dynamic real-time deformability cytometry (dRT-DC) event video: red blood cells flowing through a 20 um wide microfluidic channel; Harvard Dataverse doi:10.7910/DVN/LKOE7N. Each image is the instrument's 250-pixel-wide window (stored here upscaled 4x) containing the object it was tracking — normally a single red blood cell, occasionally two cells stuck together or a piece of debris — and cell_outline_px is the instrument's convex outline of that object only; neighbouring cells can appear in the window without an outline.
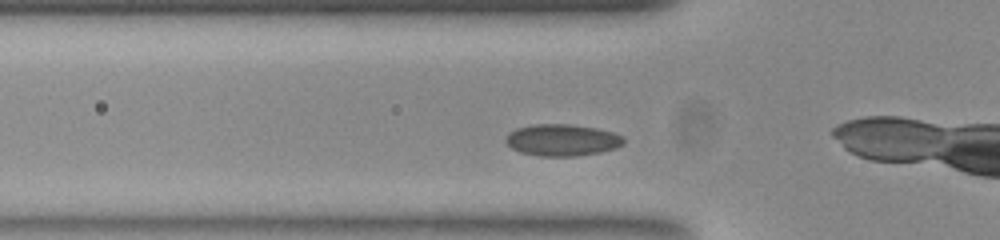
{"species": "common noctule bat (a hibernating species)", "species_latin": "Nyctalus noctula", "temperature_condition": "room temperature", "stored_images_in_passage": 40, "camera_frame_rate_fps": 3000, "um_per_image_px": 0.085, "animal": {"sex": "female", "body_mass_g": 23.0, "forearm_length_mm": 53.4}, "frame": {"image": 1, "passage_image": 12, "time_ms": 3.667, "image_size_px": [1000, 240], "cell_outline_px": [[624, 144], [616, 148], [600, 152], [576, 156], [536, 156], [520, 152], [512, 148], [504, 140], [508, 132], [516, 128], [536, 124], [568, 124], [596, 128], [612, 132], [624, 136]], "centroid_in_image_um": [47.77, 11.91], "position_along_channel_um": 78.0, "area_um2": 21.91}}
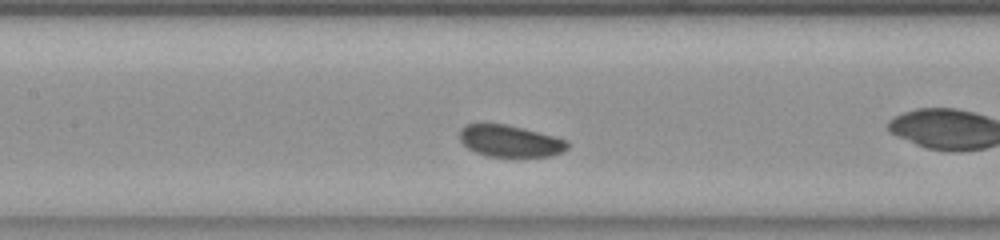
{"frame": {"image": 2, "passage_image": 19, "time_ms": 6.0, "image_size_px": [1000, 240], "cell_outline_px": [[568, 148], [552, 156], [488, 156], [476, 152], [468, 148], [460, 140], [460, 132], [468, 124], [504, 124], [524, 128], [568, 140]], "centroid_in_image_um": [43.38, 11.99], "position_along_channel_um": 164.0, "area_um2": 19.59}}
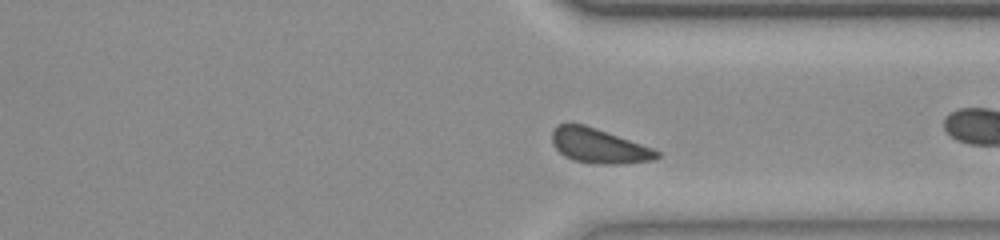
{"frame": {"image": 3, "passage_image": 35, "time_ms": 11.333, "image_size_px": [1000, 240], "cell_outline_px": [[660, 156], [656, 160], [620, 164], [596, 164], [572, 160], [564, 156], [552, 144], [552, 132], [556, 124], [584, 124], [596, 128], [652, 148], [660, 152]], "centroid_in_image_um": [50.89, 12.41], "position_along_channel_um": 360.5, "area_um2": 21.15}}